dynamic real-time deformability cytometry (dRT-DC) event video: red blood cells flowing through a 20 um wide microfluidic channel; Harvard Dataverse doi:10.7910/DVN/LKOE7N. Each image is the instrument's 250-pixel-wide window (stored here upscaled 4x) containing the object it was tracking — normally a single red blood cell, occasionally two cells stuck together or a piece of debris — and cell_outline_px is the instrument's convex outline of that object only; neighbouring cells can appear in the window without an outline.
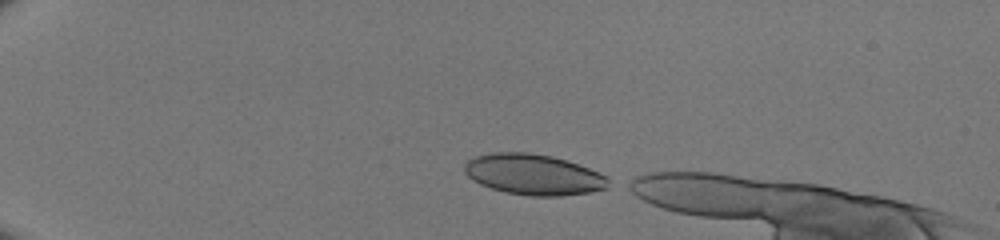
{"species": "human", "species_latin": "Homo sapiens", "temperature_condition": "room temperature", "stored_images_in_passage": 35, "camera_frame_rate_fps": 3000, "um_per_image_px": 0.085, "donor": {"sex": "male"}, "frame": {"image": 1, "passage_image": 1, "time_ms": 0.0, "image_size_px": [1000, 240], "cell_outline_px": [[616, 184], [608, 188], [588, 192], [560, 196], [532, 196], [504, 192], [480, 184], [472, 180], [464, 172], [464, 164], [468, 160], [476, 156], [492, 152], [528, 152], [552, 156], [588, 168], [608, 176]], "centroid_in_image_um": [45.38, 14.84], "position_along_channel_um": 39.6, "area_um2": 34.39}}
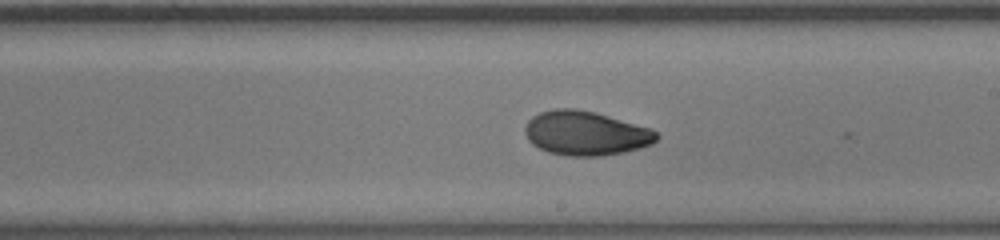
{"frame": {"image": 2, "passage_image": 20, "time_ms": 6.333, "image_size_px": [1000, 240], "cell_outline_px": [[660, 136], [652, 144], [640, 148], [624, 152], [600, 156], [568, 156], [548, 152], [532, 144], [528, 140], [524, 132], [524, 128], [528, 120], [532, 116], [540, 112], [552, 108], [576, 108], [596, 112], [652, 128]], "centroid_in_image_um": [49.78, 11.31], "position_along_channel_um": 239.2, "area_um2": 34.33}}
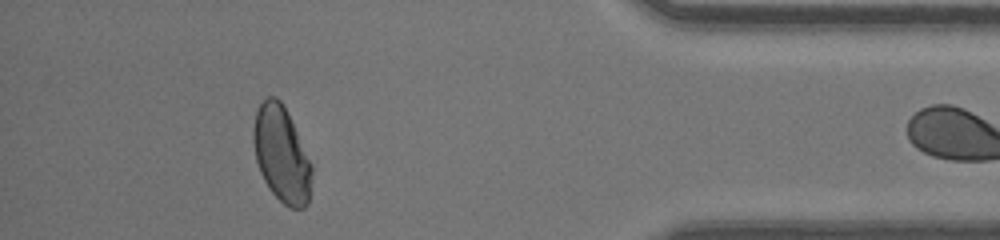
{"frame": {"image": 3, "passage_image": 34, "time_ms": 11.0, "image_size_px": [1000, 240], "cell_outline_px": [[312, 172], [308, 204], [304, 208], [288, 208], [272, 192], [264, 180], [260, 172], [256, 160], [252, 140], [252, 132], [256, 112], [260, 104], [268, 96], [276, 96], [284, 104], [288, 112], [312, 164]], "centroid_in_image_um": [23.93, 13.1], "position_along_channel_um": 411.3, "area_um2": 32.71}}